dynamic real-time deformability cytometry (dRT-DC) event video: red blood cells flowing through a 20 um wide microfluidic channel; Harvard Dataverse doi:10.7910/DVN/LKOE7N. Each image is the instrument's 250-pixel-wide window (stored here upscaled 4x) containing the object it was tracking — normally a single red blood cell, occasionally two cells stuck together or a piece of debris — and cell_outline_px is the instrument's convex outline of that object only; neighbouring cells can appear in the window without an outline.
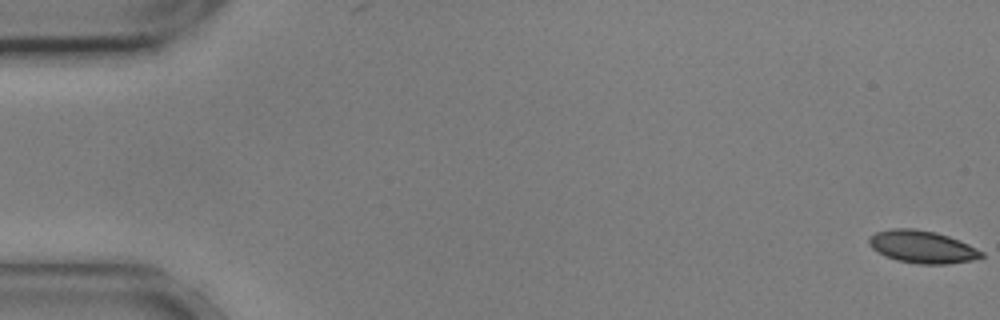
{"species": "common noctule bat (a hibernating species)", "species_latin": "Nyctalus noctula", "temperature_condition": "cold", "stored_images_in_passage": 56, "camera_frame_rate_fps": 3000, "um_per_image_px": 0.085, "animal": {"sex": "male", "body_mass_g": 17.9, "forearm_length_mm": 54.2}, "frame": {"image": 1, "passage_image": 1, "time_ms": 0.0, "image_size_px": [1000, 320], "cell_outline_px": [[984, 256], [972, 260], [948, 264], [920, 264], [896, 260], [884, 256], [872, 248], [868, 244], [868, 236], [876, 232], [892, 228], [916, 228], [936, 232], [948, 236], [968, 244], [984, 252]], "centroid_in_image_um": [78.36, 20.97], "position_along_channel_um": 6.6, "area_um2": 21.44}}
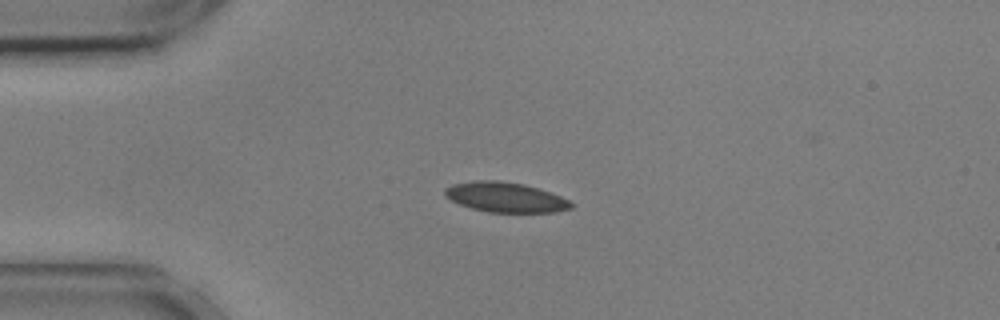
{"frame": {"image": 2, "passage_image": 14, "time_ms": 4.333, "image_size_px": [1000, 320], "cell_outline_px": [[572, 208], [556, 212], [488, 212], [472, 208], [460, 204], [444, 196], [444, 188], [452, 184], [472, 180], [496, 180], [524, 184], [560, 196], [568, 200], [572, 204]], "centroid_in_image_um": [42.91, 16.76], "position_along_channel_um": 42.1, "area_um2": 21.91}}
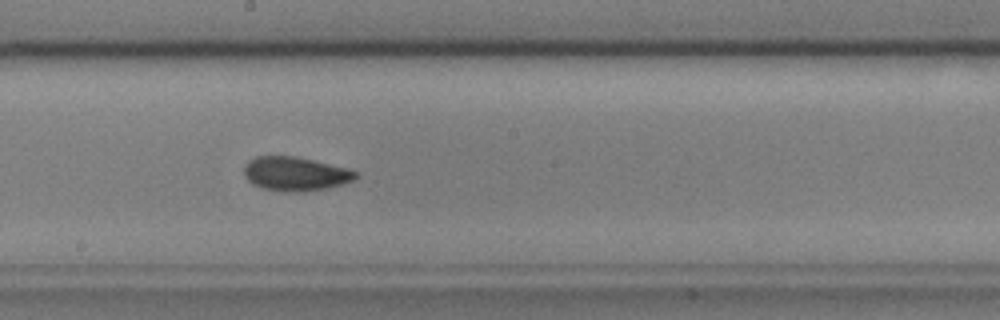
{"frame": {"image": 3, "passage_image": 31, "time_ms": 10.0, "image_size_px": [1000, 320], "cell_outline_px": [[356, 176], [352, 180], [328, 188], [304, 192], [284, 192], [260, 188], [252, 184], [244, 176], [244, 164], [248, 160], [256, 156], [296, 156], [348, 168], [356, 172]], "centroid_in_image_um": [25.04, 14.78], "position_along_channel_um": 223.2, "area_um2": 22.25}, "authors_computed_cell_mechanics": {"area_um2": 21.4727, "velocity_mm_per_s": 3.5932, "shape_relaxation_time_tau1_ms": 5.2475, "shape_relaxation_time_tau2_ms": 1.5291, "deformation_change_tau1": 0.0974, "deformation_change_tau2": 0.0499}}